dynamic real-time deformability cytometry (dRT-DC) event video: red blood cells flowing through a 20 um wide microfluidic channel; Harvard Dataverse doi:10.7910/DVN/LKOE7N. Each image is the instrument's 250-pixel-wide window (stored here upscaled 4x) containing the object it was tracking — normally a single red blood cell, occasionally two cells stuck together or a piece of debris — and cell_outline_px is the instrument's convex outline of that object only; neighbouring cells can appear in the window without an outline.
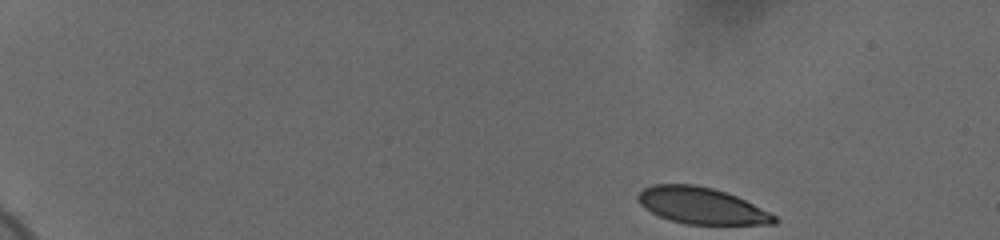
{"species": "human", "species_latin": "Homo sapiens", "temperature_condition": "cold", "stored_images_in_passage": 51, "camera_frame_rate_fps": 3000, "um_per_image_px": 0.085, "donor": {"sex": "female"}, "frame": {"image": 1, "passage_image": 1, "time_ms": 0.0, "image_size_px": [1000, 240], "cell_outline_px": [[776, 224], [688, 224], [672, 220], [660, 216], [644, 208], [636, 200], [636, 196], [644, 188], [652, 184], [696, 184], [712, 188], [736, 196], [776, 216]], "centroid_in_image_um": [59.57, 17.47], "position_along_channel_um": 25.4, "area_um2": 28.61}}
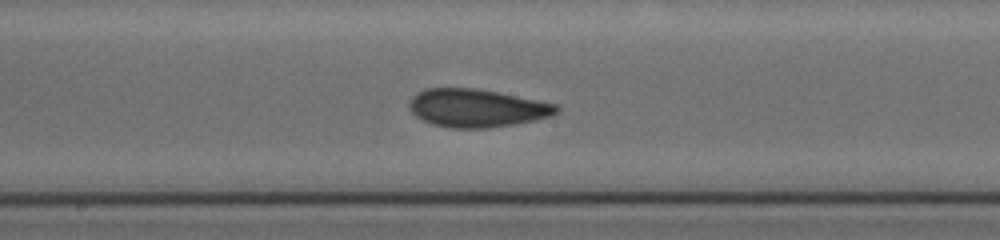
{"frame": {"image": 2, "passage_image": 27, "time_ms": 8.667, "image_size_px": [1000, 240], "cell_outline_px": [[560, 108], [556, 112], [548, 116], [536, 120], [516, 124], [488, 128], [452, 128], [432, 124], [416, 116], [408, 108], [408, 104], [412, 96], [416, 92], [424, 88], [476, 88], [556, 104]], "centroid_in_image_um": [40.47, 9.18], "position_along_channel_um": 207.7, "area_um2": 32.54}}
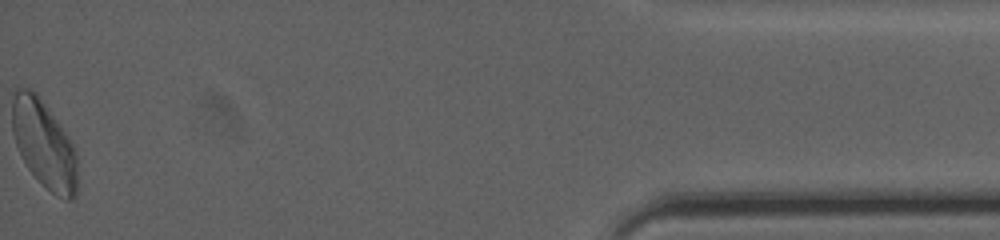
{"frame": {"image": 3, "passage_image": 51, "time_ms": 16.667, "image_size_px": [1000, 240], "cell_outline_px": [[76, 196], [72, 200], [68, 200], [56, 196], [28, 168], [16, 144], [12, 132], [12, 100], [16, 88], [32, 88], [40, 96], [68, 136], [76, 152]], "centroid_in_image_um": [3.73, 12.2], "position_along_channel_um": 431.5, "area_um2": 33.0}, "authors_computed_cell_mechanics": {"area_um2": 31.6744, "velocity_mm_per_s": 3.6739, "shape_relaxation_time_tau1_ms": 5.5093, "shape_relaxation_time_tau2_ms": 1.3121, "deformation_change_tau1": 0.1554, "deformation_change_tau2": 0.0593}}